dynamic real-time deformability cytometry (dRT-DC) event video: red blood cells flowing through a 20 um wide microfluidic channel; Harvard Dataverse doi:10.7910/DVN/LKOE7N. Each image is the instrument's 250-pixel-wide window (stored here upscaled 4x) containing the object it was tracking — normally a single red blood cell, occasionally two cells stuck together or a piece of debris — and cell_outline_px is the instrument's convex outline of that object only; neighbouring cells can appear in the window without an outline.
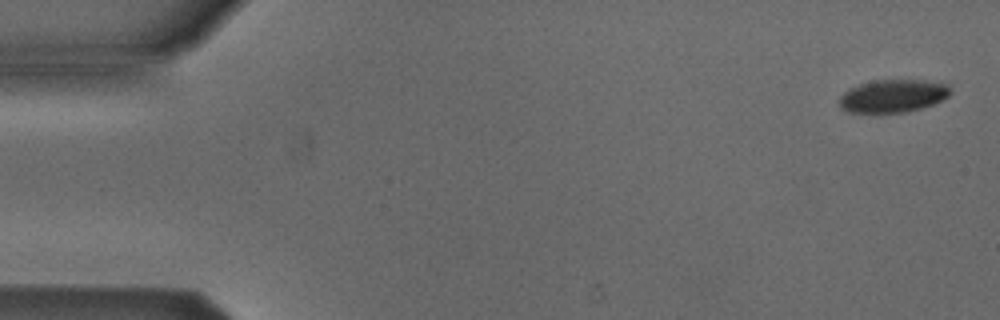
{"species": "Egyptian fruit bat (a non-hibernating species)", "species_latin": "Rousettus aegyptiacus", "temperature_condition": "cold", "stored_images_in_passage": 4, "camera_frame_rate_fps": 3000, "um_per_image_px": 0.085, "animal": {"sex": "male"}, "frame": {"image": 1, "passage_image": 1, "time_ms": 0.0, "image_size_px": [1000, 320], "cell_outline_px": [[952, 92], [948, 96], [932, 104], [920, 108], [904, 112], [848, 112], [840, 108], [840, 96], [848, 88], [860, 84], [876, 80], [924, 80], [948, 84]], "centroid_in_image_um": [75.89, 8.14], "position_along_channel_um": 9.1, "area_um2": 21.1}}